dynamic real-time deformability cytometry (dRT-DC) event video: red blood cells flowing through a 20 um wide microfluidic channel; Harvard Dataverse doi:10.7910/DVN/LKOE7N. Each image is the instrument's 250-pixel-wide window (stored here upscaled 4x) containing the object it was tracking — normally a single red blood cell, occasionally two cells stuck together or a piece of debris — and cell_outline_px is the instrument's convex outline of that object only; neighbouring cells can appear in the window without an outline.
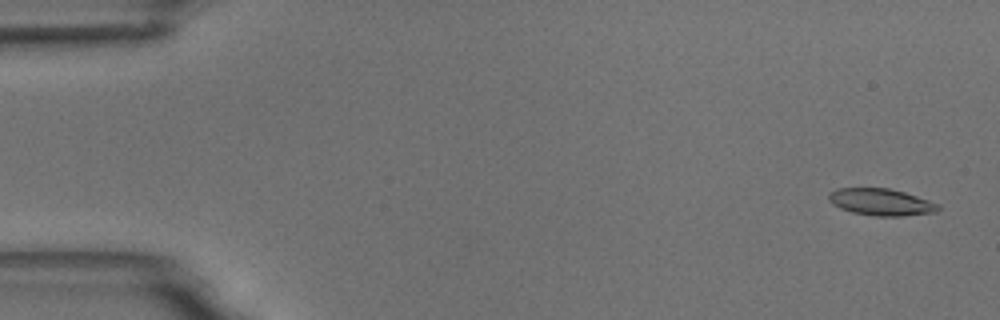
{"species": "common noctule bat (a hibernating species)", "species_latin": "Nyctalus noctula", "temperature_condition": "room temperature", "stored_images_in_passage": 56, "camera_frame_rate_fps": 3000, "um_per_image_px": 0.085, "animal": {"sex": "male", "body_mass_g": 18.8}, "frame": {"image": 1, "passage_image": 3, "time_ms": 0.667, "image_size_px": [1000, 320], "cell_outline_px": [[940, 208], [936, 212], [904, 216], [872, 216], [852, 212], [840, 208], [832, 204], [828, 200], [828, 192], [836, 188], [888, 188], [904, 192], [940, 204]], "centroid_in_image_um": [74.86, 17.18], "position_along_channel_um": 10.1, "area_um2": 17.28}}
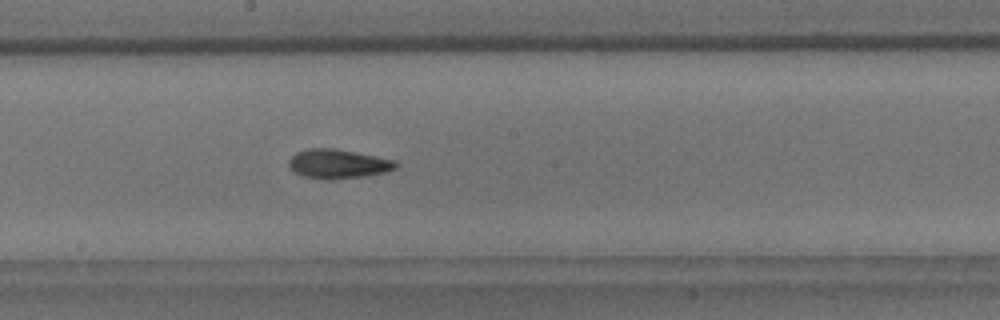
{"frame": {"image": 2, "passage_image": 31, "time_ms": 10.0, "image_size_px": [1000, 320], "cell_outline_px": [[400, 164], [396, 168], [384, 172], [364, 176], [328, 180], [304, 176], [288, 168], [288, 160], [296, 152], [308, 148], [332, 148], [376, 156], [396, 160]], "centroid_in_image_um": [28.73, 13.92], "position_along_channel_um": 219.5, "area_um2": 18.21}}
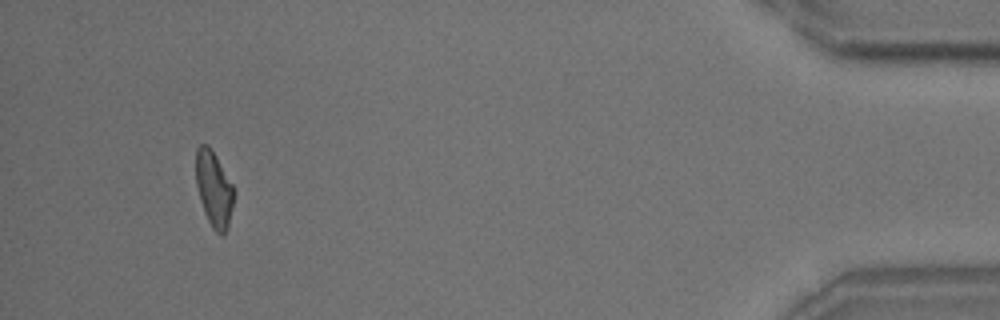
{"frame": {"image": 3, "passage_image": 53, "time_ms": 17.333, "image_size_px": [1000, 320], "cell_outline_px": [[236, 192], [228, 228], [224, 236], [220, 236], [212, 228], [204, 212], [200, 200], [196, 184], [196, 148], [200, 144], [208, 144], [216, 156], [236, 188]], "centroid_in_image_um": [18.22, 16.09], "position_along_channel_um": 417.0, "area_um2": 17.22}, "authors_computed_cell_mechanics": {"area_um2": 17.2822, "velocity_mm_per_s": 3.6467, "shape_relaxation_time_tau1_ms": 7.2419, "shape_relaxation_time_tau2_ms": 5.7088, "deformation_change_tau1": 0.181, "deformation_change_tau2": 0.1399}}